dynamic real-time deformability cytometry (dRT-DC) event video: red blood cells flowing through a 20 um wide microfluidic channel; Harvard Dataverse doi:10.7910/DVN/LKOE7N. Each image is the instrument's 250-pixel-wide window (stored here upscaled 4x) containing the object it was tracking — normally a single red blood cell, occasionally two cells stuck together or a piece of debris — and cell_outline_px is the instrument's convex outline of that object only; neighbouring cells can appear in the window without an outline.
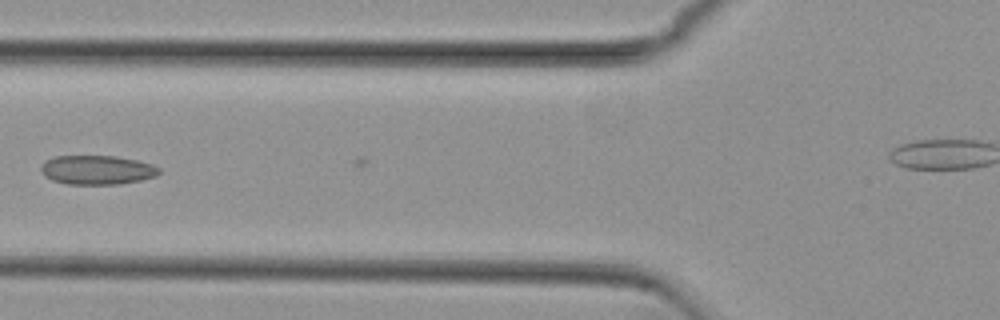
{"species": "common noctule bat (a hibernating species)", "species_latin": "Nyctalus noctula", "temperature_condition": "cold", "stored_images_in_passage": 5, "camera_frame_rate_fps": 3000, "um_per_image_px": 0.085, "animal": {"sex": "female", "body_mass_g": 29.2, "forearm_length_mm": 56.3}, "frame": {"image": 1, "passage_image": 4, "time_ms": 1.0, "image_size_px": [1000, 320], "cell_outline_px": [[160, 172], [156, 176], [140, 180], [120, 184], [68, 184], [52, 180], [44, 176], [40, 172], [40, 168], [44, 160], [56, 156], [116, 156], [136, 160], [152, 164], [160, 168]], "centroid_in_image_um": [8.23, 14.44], "position_along_channel_um": 117.6, "area_um2": 20.17}}